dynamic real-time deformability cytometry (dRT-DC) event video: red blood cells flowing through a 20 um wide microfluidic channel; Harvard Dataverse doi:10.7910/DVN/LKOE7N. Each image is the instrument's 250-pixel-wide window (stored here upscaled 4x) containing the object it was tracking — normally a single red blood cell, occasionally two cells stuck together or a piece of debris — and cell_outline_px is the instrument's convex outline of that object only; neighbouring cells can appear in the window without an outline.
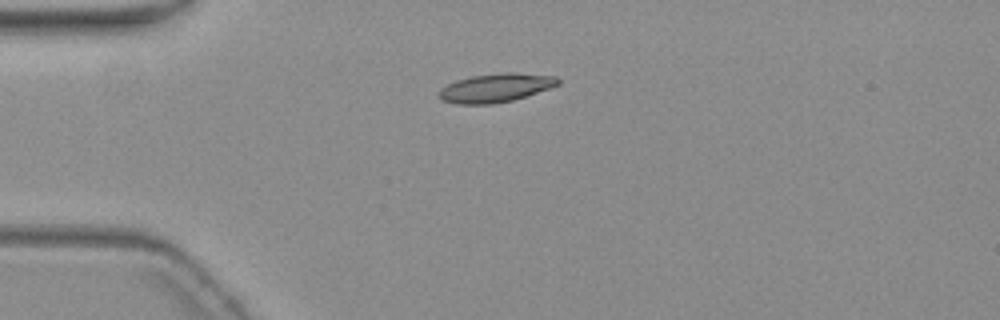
{"species": "common noctule bat (a hibernating species)", "species_latin": "Nyctalus noctula", "temperature_condition": "warm", "stored_images_in_passage": 2, "camera_frame_rate_fps": 3000, "um_per_image_px": 0.085, "animal": {"sex": "female", "body_mass_g": 19.3, "forearm_length_mm": 54.1}, "frame": {"image": 1, "passage_image": 1, "time_ms": 0.0, "image_size_px": [1000, 320], "cell_outline_px": [[560, 84], [512, 100], [492, 104], [456, 104], [440, 100], [436, 96], [440, 88], [456, 80], [472, 76], [500, 72], [516, 72], [556, 76], [560, 80]], "centroid_in_image_um": [42.08, 7.46], "position_along_channel_um": 42.9, "area_um2": 20.0}}